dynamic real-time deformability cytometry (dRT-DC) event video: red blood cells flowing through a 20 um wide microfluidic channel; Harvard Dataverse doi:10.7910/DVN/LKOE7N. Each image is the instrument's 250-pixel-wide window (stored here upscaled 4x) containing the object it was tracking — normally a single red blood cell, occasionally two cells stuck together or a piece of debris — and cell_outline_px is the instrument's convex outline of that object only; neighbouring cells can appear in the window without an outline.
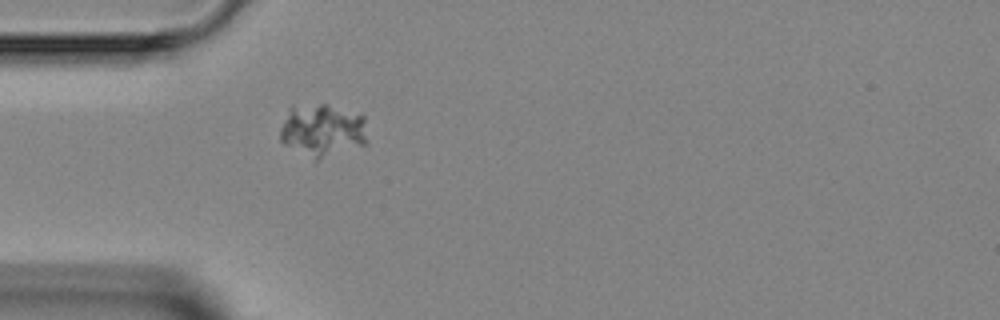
{"species": "Egyptian fruit bat (a non-hibernating species)", "species_latin": "Rousettus aegyptiacus", "temperature_condition": "room temperature", "stored_images_in_passage": 2, "camera_frame_rate_fps": 3000, "um_per_image_px": 0.085, "animal": {"sex": "female"}, "frame": {"image": 1, "passage_image": 1, "time_ms": 0.0, "image_size_px": [1000, 320], "cell_outline_px": [[368, 144], [316, 160], [284, 144], [280, 140], [280, 128], [288, 108], [292, 104], [328, 104], [364, 116], [368, 140]], "centroid_in_image_um": [27.41, 11.05], "position_along_channel_um": 57.6, "area_um2": 27.11}}